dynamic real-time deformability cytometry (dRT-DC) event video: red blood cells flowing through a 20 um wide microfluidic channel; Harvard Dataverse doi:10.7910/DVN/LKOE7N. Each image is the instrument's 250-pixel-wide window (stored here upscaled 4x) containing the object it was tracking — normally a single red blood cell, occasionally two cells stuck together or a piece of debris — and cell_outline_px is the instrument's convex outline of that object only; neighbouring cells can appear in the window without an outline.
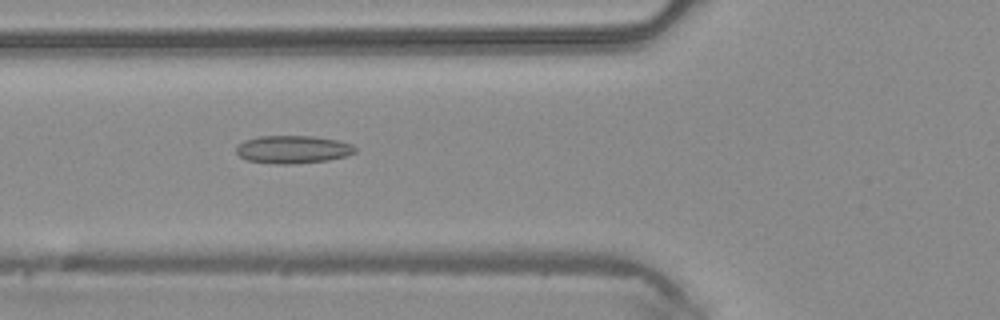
{"species": "common noctule bat (a hibernating species)", "species_latin": "Nyctalus noctula", "temperature_condition": "warm", "stored_images_in_passage": 46, "camera_frame_rate_fps": 3000, "um_per_image_px": 0.085, "animal": {"sex": "male", "body_mass_g": 20.4}, "frame": {"image": 1, "passage_image": 17, "time_ms": 5.333, "image_size_px": [1000, 320], "cell_outline_px": [[356, 152], [348, 156], [328, 160], [292, 164], [276, 164], [248, 160], [240, 156], [236, 152], [236, 148], [244, 140], [260, 136], [312, 136], [340, 140], [352, 144], [356, 148]], "centroid_in_image_um": [24.94, 12.7], "position_along_channel_um": 100.9, "area_um2": 19.36}}
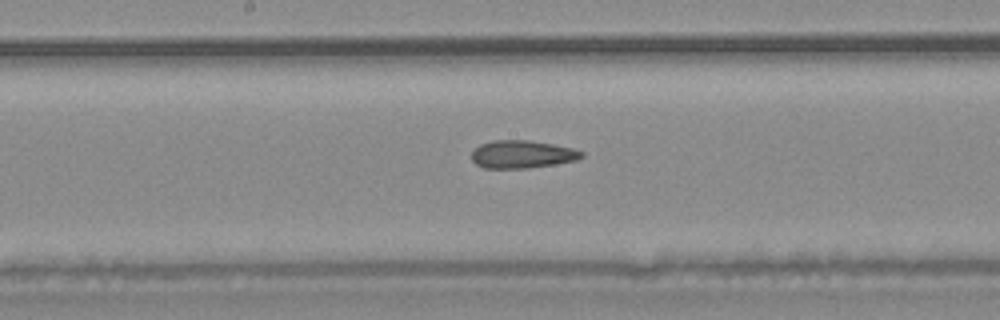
{"frame": {"image": 2, "passage_image": 24, "time_ms": 7.667, "image_size_px": [1000, 320], "cell_outline_px": [[584, 156], [576, 160], [556, 164], [528, 168], [484, 168], [476, 164], [472, 160], [472, 152], [480, 144], [492, 140], [528, 140], [552, 144], [572, 148], [584, 152]], "centroid_in_image_um": [44.38, 13.11], "position_along_channel_um": 203.8, "area_um2": 17.8}}
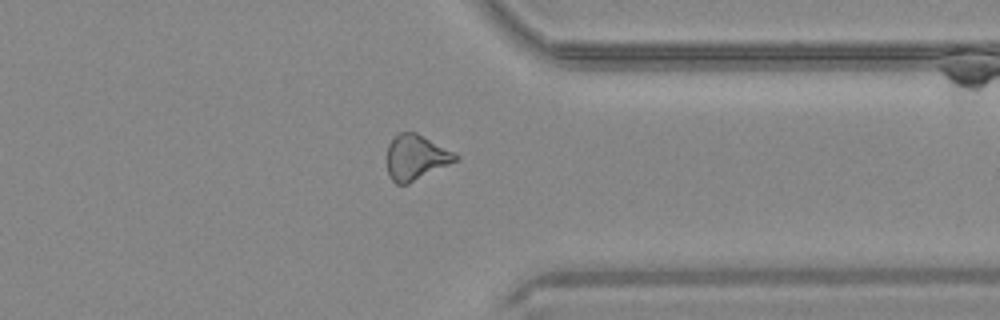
{"frame": {"image": 3, "passage_image": 36, "time_ms": 11.667, "image_size_px": [1000, 320], "cell_outline_px": [[460, 160], [408, 184], [396, 184], [388, 176], [388, 144], [400, 132], [416, 132], [456, 152], [460, 156]], "centroid_in_image_um": [35.41, 13.38], "position_along_channel_um": 376.0, "area_um2": 18.26}}